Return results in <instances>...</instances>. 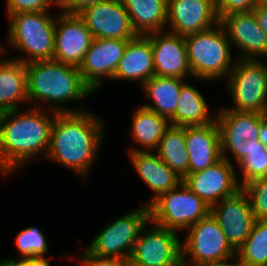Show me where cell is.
Segmentation results:
<instances>
[{
    "label": "cell",
    "instance_id": "cell-1",
    "mask_svg": "<svg viewBox=\"0 0 267 266\" xmlns=\"http://www.w3.org/2000/svg\"><path fill=\"white\" fill-rule=\"evenodd\" d=\"M28 108L0 114V174L3 177L23 169L31 159L47 157L51 127L58 112Z\"/></svg>",
    "mask_w": 267,
    "mask_h": 266
},
{
    "label": "cell",
    "instance_id": "cell-2",
    "mask_svg": "<svg viewBox=\"0 0 267 266\" xmlns=\"http://www.w3.org/2000/svg\"><path fill=\"white\" fill-rule=\"evenodd\" d=\"M85 110L57 113L51 127L46 159L88 178L105 137L103 118Z\"/></svg>",
    "mask_w": 267,
    "mask_h": 266
},
{
    "label": "cell",
    "instance_id": "cell-3",
    "mask_svg": "<svg viewBox=\"0 0 267 266\" xmlns=\"http://www.w3.org/2000/svg\"><path fill=\"white\" fill-rule=\"evenodd\" d=\"M26 70L28 106L32 103L30 107L58 113L88 110L80 105L75 108L66 105L79 103L94 93L82 80L79 67L43 60L27 63Z\"/></svg>",
    "mask_w": 267,
    "mask_h": 266
},
{
    "label": "cell",
    "instance_id": "cell-4",
    "mask_svg": "<svg viewBox=\"0 0 267 266\" xmlns=\"http://www.w3.org/2000/svg\"><path fill=\"white\" fill-rule=\"evenodd\" d=\"M192 78L201 81L225 80L236 58L222 25L184 36ZM234 59V60H233Z\"/></svg>",
    "mask_w": 267,
    "mask_h": 266
},
{
    "label": "cell",
    "instance_id": "cell-5",
    "mask_svg": "<svg viewBox=\"0 0 267 266\" xmlns=\"http://www.w3.org/2000/svg\"><path fill=\"white\" fill-rule=\"evenodd\" d=\"M9 19L8 44L22 52L12 59L25 64L52 60L55 44L56 14L49 11L24 12L7 16Z\"/></svg>",
    "mask_w": 267,
    "mask_h": 266
},
{
    "label": "cell",
    "instance_id": "cell-6",
    "mask_svg": "<svg viewBox=\"0 0 267 266\" xmlns=\"http://www.w3.org/2000/svg\"><path fill=\"white\" fill-rule=\"evenodd\" d=\"M262 60L236 58L224 86L233 103L219 109L267 114V64Z\"/></svg>",
    "mask_w": 267,
    "mask_h": 266
},
{
    "label": "cell",
    "instance_id": "cell-7",
    "mask_svg": "<svg viewBox=\"0 0 267 266\" xmlns=\"http://www.w3.org/2000/svg\"><path fill=\"white\" fill-rule=\"evenodd\" d=\"M149 207L151 222L177 232L187 230L211 212V208L183 182L161 194Z\"/></svg>",
    "mask_w": 267,
    "mask_h": 266
},
{
    "label": "cell",
    "instance_id": "cell-8",
    "mask_svg": "<svg viewBox=\"0 0 267 266\" xmlns=\"http://www.w3.org/2000/svg\"><path fill=\"white\" fill-rule=\"evenodd\" d=\"M187 231L182 241V261L185 265H205L236 259V250L211 213Z\"/></svg>",
    "mask_w": 267,
    "mask_h": 266
},
{
    "label": "cell",
    "instance_id": "cell-9",
    "mask_svg": "<svg viewBox=\"0 0 267 266\" xmlns=\"http://www.w3.org/2000/svg\"><path fill=\"white\" fill-rule=\"evenodd\" d=\"M148 221L150 207L143 204L104 226L85 249L100 257H131L141 229Z\"/></svg>",
    "mask_w": 267,
    "mask_h": 266
},
{
    "label": "cell",
    "instance_id": "cell-10",
    "mask_svg": "<svg viewBox=\"0 0 267 266\" xmlns=\"http://www.w3.org/2000/svg\"><path fill=\"white\" fill-rule=\"evenodd\" d=\"M178 234L180 233L175 230L163 228L151 220L148 221L141 229L133 248L131 254L133 264L140 266L185 265L182 261V242Z\"/></svg>",
    "mask_w": 267,
    "mask_h": 266
},
{
    "label": "cell",
    "instance_id": "cell-11",
    "mask_svg": "<svg viewBox=\"0 0 267 266\" xmlns=\"http://www.w3.org/2000/svg\"><path fill=\"white\" fill-rule=\"evenodd\" d=\"M235 168L222 158L204 170L188 173L182 182L211 208L241 189Z\"/></svg>",
    "mask_w": 267,
    "mask_h": 266
},
{
    "label": "cell",
    "instance_id": "cell-12",
    "mask_svg": "<svg viewBox=\"0 0 267 266\" xmlns=\"http://www.w3.org/2000/svg\"><path fill=\"white\" fill-rule=\"evenodd\" d=\"M77 14L93 38L131 40L137 36L121 0L100 1Z\"/></svg>",
    "mask_w": 267,
    "mask_h": 266
},
{
    "label": "cell",
    "instance_id": "cell-13",
    "mask_svg": "<svg viewBox=\"0 0 267 266\" xmlns=\"http://www.w3.org/2000/svg\"><path fill=\"white\" fill-rule=\"evenodd\" d=\"M129 40L93 38L79 71L84 83L98 92L104 79L112 80Z\"/></svg>",
    "mask_w": 267,
    "mask_h": 266
},
{
    "label": "cell",
    "instance_id": "cell-14",
    "mask_svg": "<svg viewBox=\"0 0 267 266\" xmlns=\"http://www.w3.org/2000/svg\"><path fill=\"white\" fill-rule=\"evenodd\" d=\"M93 37L78 14H56L54 61L79 67Z\"/></svg>",
    "mask_w": 267,
    "mask_h": 266
},
{
    "label": "cell",
    "instance_id": "cell-15",
    "mask_svg": "<svg viewBox=\"0 0 267 266\" xmlns=\"http://www.w3.org/2000/svg\"><path fill=\"white\" fill-rule=\"evenodd\" d=\"M210 213L236 251L245 242L256 221L248 196L242 188L236 194L213 205Z\"/></svg>",
    "mask_w": 267,
    "mask_h": 266
},
{
    "label": "cell",
    "instance_id": "cell-16",
    "mask_svg": "<svg viewBox=\"0 0 267 266\" xmlns=\"http://www.w3.org/2000/svg\"><path fill=\"white\" fill-rule=\"evenodd\" d=\"M219 23L231 46L238 50V59L267 58V36L257 24L253 11L230 13Z\"/></svg>",
    "mask_w": 267,
    "mask_h": 266
},
{
    "label": "cell",
    "instance_id": "cell-17",
    "mask_svg": "<svg viewBox=\"0 0 267 266\" xmlns=\"http://www.w3.org/2000/svg\"><path fill=\"white\" fill-rule=\"evenodd\" d=\"M218 23L213 0H168V32L186 36L208 30Z\"/></svg>",
    "mask_w": 267,
    "mask_h": 266
},
{
    "label": "cell",
    "instance_id": "cell-18",
    "mask_svg": "<svg viewBox=\"0 0 267 266\" xmlns=\"http://www.w3.org/2000/svg\"><path fill=\"white\" fill-rule=\"evenodd\" d=\"M153 51L155 75L162 77H192L184 36L168 31L146 35Z\"/></svg>",
    "mask_w": 267,
    "mask_h": 266
},
{
    "label": "cell",
    "instance_id": "cell-19",
    "mask_svg": "<svg viewBox=\"0 0 267 266\" xmlns=\"http://www.w3.org/2000/svg\"><path fill=\"white\" fill-rule=\"evenodd\" d=\"M128 155L136 173L153 193L151 199L145 202L148 206L161 194L175 189L183 181L155 151H129Z\"/></svg>",
    "mask_w": 267,
    "mask_h": 266
},
{
    "label": "cell",
    "instance_id": "cell-20",
    "mask_svg": "<svg viewBox=\"0 0 267 266\" xmlns=\"http://www.w3.org/2000/svg\"><path fill=\"white\" fill-rule=\"evenodd\" d=\"M189 173L204 170L222 159L220 131L216 120L208 125L185 126Z\"/></svg>",
    "mask_w": 267,
    "mask_h": 266
},
{
    "label": "cell",
    "instance_id": "cell-21",
    "mask_svg": "<svg viewBox=\"0 0 267 266\" xmlns=\"http://www.w3.org/2000/svg\"><path fill=\"white\" fill-rule=\"evenodd\" d=\"M155 76L153 51L147 36L137 35L129 40L112 80L143 84Z\"/></svg>",
    "mask_w": 267,
    "mask_h": 266
},
{
    "label": "cell",
    "instance_id": "cell-22",
    "mask_svg": "<svg viewBox=\"0 0 267 266\" xmlns=\"http://www.w3.org/2000/svg\"><path fill=\"white\" fill-rule=\"evenodd\" d=\"M222 158L230 163L233 156L236 168L241 173V188L259 178L267 176V149L258 139L245 140L240 145H221ZM230 153V154H228Z\"/></svg>",
    "mask_w": 267,
    "mask_h": 266
},
{
    "label": "cell",
    "instance_id": "cell-23",
    "mask_svg": "<svg viewBox=\"0 0 267 266\" xmlns=\"http://www.w3.org/2000/svg\"><path fill=\"white\" fill-rule=\"evenodd\" d=\"M216 122L220 131L221 145H240L245 140L258 139L262 114L219 109Z\"/></svg>",
    "mask_w": 267,
    "mask_h": 266
},
{
    "label": "cell",
    "instance_id": "cell-24",
    "mask_svg": "<svg viewBox=\"0 0 267 266\" xmlns=\"http://www.w3.org/2000/svg\"><path fill=\"white\" fill-rule=\"evenodd\" d=\"M3 56L0 55V112L28 104L26 64L12 58L1 59Z\"/></svg>",
    "mask_w": 267,
    "mask_h": 266
},
{
    "label": "cell",
    "instance_id": "cell-25",
    "mask_svg": "<svg viewBox=\"0 0 267 266\" xmlns=\"http://www.w3.org/2000/svg\"><path fill=\"white\" fill-rule=\"evenodd\" d=\"M137 35L166 31L168 0H121Z\"/></svg>",
    "mask_w": 267,
    "mask_h": 266
},
{
    "label": "cell",
    "instance_id": "cell-26",
    "mask_svg": "<svg viewBox=\"0 0 267 266\" xmlns=\"http://www.w3.org/2000/svg\"><path fill=\"white\" fill-rule=\"evenodd\" d=\"M185 79L176 77L153 76L147 80L143 88L147 102L142 106L156 112L168 120L175 114L180 97L182 85Z\"/></svg>",
    "mask_w": 267,
    "mask_h": 266
},
{
    "label": "cell",
    "instance_id": "cell-27",
    "mask_svg": "<svg viewBox=\"0 0 267 266\" xmlns=\"http://www.w3.org/2000/svg\"><path fill=\"white\" fill-rule=\"evenodd\" d=\"M206 98L193 85L185 82L180 90V97L175 114L169 119L172 126H202L213 123L216 113L210 114ZM213 116V117H212Z\"/></svg>",
    "mask_w": 267,
    "mask_h": 266
},
{
    "label": "cell",
    "instance_id": "cell-28",
    "mask_svg": "<svg viewBox=\"0 0 267 266\" xmlns=\"http://www.w3.org/2000/svg\"><path fill=\"white\" fill-rule=\"evenodd\" d=\"M132 116L131 137L136 145L143 148L132 146L129 151H155L170 126L169 120L142 105L134 110Z\"/></svg>",
    "mask_w": 267,
    "mask_h": 266
},
{
    "label": "cell",
    "instance_id": "cell-29",
    "mask_svg": "<svg viewBox=\"0 0 267 266\" xmlns=\"http://www.w3.org/2000/svg\"><path fill=\"white\" fill-rule=\"evenodd\" d=\"M155 152L181 178H184L189 173L185 127L170 125L165 130Z\"/></svg>",
    "mask_w": 267,
    "mask_h": 266
},
{
    "label": "cell",
    "instance_id": "cell-30",
    "mask_svg": "<svg viewBox=\"0 0 267 266\" xmlns=\"http://www.w3.org/2000/svg\"><path fill=\"white\" fill-rule=\"evenodd\" d=\"M238 266H267V220H256L245 242L236 251Z\"/></svg>",
    "mask_w": 267,
    "mask_h": 266
},
{
    "label": "cell",
    "instance_id": "cell-31",
    "mask_svg": "<svg viewBox=\"0 0 267 266\" xmlns=\"http://www.w3.org/2000/svg\"><path fill=\"white\" fill-rule=\"evenodd\" d=\"M15 246L19 255V259L26 257L38 256L46 257L49 251L48 243L42 230L38 227H27L14 237Z\"/></svg>",
    "mask_w": 267,
    "mask_h": 266
},
{
    "label": "cell",
    "instance_id": "cell-32",
    "mask_svg": "<svg viewBox=\"0 0 267 266\" xmlns=\"http://www.w3.org/2000/svg\"><path fill=\"white\" fill-rule=\"evenodd\" d=\"M250 201L255 220H267V176L242 187Z\"/></svg>",
    "mask_w": 267,
    "mask_h": 266
},
{
    "label": "cell",
    "instance_id": "cell-33",
    "mask_svg": "<svg viewBox=\"0 0 267 266\" xmlns=\"http://www.w3.org/2000/svg\"><path fill=\"white\" fill-rule=\"evenodd\" d=\"M6 14L24 12H43L50 11L52 6L58 7V0H6Z\"/></svg>",
    "mask_w": 267,
    "mask_h": 266
},
{
    "label": "cell",
    "instance_id": "cell-34",
    "mask_svg": "<svg viewBox=\"0 0 267 266\" xmlns=\"http://www.w3.org/2000/svg\"><path fill=\"white\" fill-rule=\"evenodd\" d=\"M79 263L83 266H134L131 257H100L90 254L86 249H82Z\"/></svg>",
    "mask_w": 267,
    "mask_h": 266
},
{
    "label": "cell",
    "instance_id": "cell-35",
    "mask_svg": "<svg viewBox=\"0 0 267 266\" xmlns=\"http://www.w3.org/2000/svg\"><path fill=\"white\" fill-rule=\"evenodd\" d=\"M257 6L256 0H216L215 7L219 20L230 13L252 11Z\"/></svg>",
    "mask_w": 267,
    "mask_h": 266
},
{
    "label": "cell",
    "instance_id": "cell-36",
    "mask_svg": "<svg viewBox=\"0 0 267 266\" xmlns=\"http://www.w3.org/2000/svg\"><path fill=\"white\" fill-rule=\"evenodd\" d=\"M100 1L106 0H58V8L65 13L77 14L85 7Z\"/></svg>",
    "mask_w": 267,
    "mask_h": 266
},
{
    "label": "cell",
    "instance_id": "cell-37",
    "mask_svg": "<svg viewBox=\"0 0 267 266\" xmlns=\"http://www.w3.org/2000/svg\"><path fill=\"white\" fill-rule=\"evenodd\" d=\"M252 11L257 21V24L267 36V6L257 5Z\"/></svg>",
    "mask_w": 267,
    "mask_h": 266
},
{
    "label": "cell",
    "instance_id": "cell-38",
    "mask_svg": "<svg viewBox=\"0 0 267 266\" xmlns=\"http://www.w3.org/2000/svg\"><path fill=\"white\" fill-rule=\"evenodd\" d=\"M49 258L45 257H38V256H32V257H26L22 260L28 265V266H51L50 261H48Z\"/></svg>",
    "mask_w": 267,
    "mask_h": 266
},
{
    "label": "cell",
    "instance_id": "cell-39",
    "mask_svg": "<svg viewBox=\"0 0 267 266\" xmlns=\"http://www.w3.org/2000/svg\"><path fill=\"white\" fill-rule=\"evenodd\" d=\"M258 140L262 144H265V147L267 149V114H262V125Z\"/></svg>",
    "mask_w": 267,
    "mask_h": 266
},
{
    "label": "cell",
    "instance_id": "cell-40",
    "mask_svg": "<svg viewBox=\"0 0 267 266\" xmlns=\"http://www.w3.org/2000/svg\"><path fill=\"white\" fill-rule=\"evenodd\" d=\"M9 266H28L22 259H16L12 257H8L7 259H3Z\"/></svg>",
    "mask_w": 267,
    "mask_h": 266
},
{
    "label": "cell",
    "instance_id": "cell-41",
    "mask_svg": "<svg viewBox=\"0 0 267 266\" xmlns=\"http://www.w3.org/2000/svg\"><path fill=\"white\" fill-rule=\"evenodd\" d=\"M185 266H238L236 259L228 260L221 263L205 264V265H185Z\"/></svg>",
    "mask_w": 267,
    "mask_h": 266
},
{
    "label": "cell",
    "instance_id": "cell-42",
    "mask_svg": "<svg viewBox=\"0 0 267 266\" xmlns=\"http://www.w3.org/2000/svg\"><path fill=\"white\" fill-rule=\"evenodd\" d=\"M257 5H266L267 6V0H256Z\"/></svg>",
    "mask_w": 267,
    "mask_h": 266
},
{
    "label": "cell",
    "instance_id": "cell-43",
    "mask_svg": "<svg viewBox=\"0 0 267 266\" xmlns=\"http://www.w3.org/2000/svg\"><path fill=\"white\" fill-rule=\"evenodd\" d=\"M0 266H9V265L3 259H1Z\"/></svg>",
    "mask_w": 267,
    "mask_h": 266
},
{
    "label": "cell",
    "instance_id": "cell-44",
    "mask_svg": "<svg viewBox=\"0 0 267 266\" xmlns=\"http://www.w3.org/2000/svg\"><path fill=\"white\" fill-rule=\"evenodd\" d=\"M5 51H6L5 48L2 47V46L0 45V55H1V54H5V53H4Z\"/></svg>",
    "mask_w": 267,
    "mask_h": 266
},
{
    "label": "cell",
    "instance_id": "cell-45",
    "mask_svg": "<svg viewBox=\"0 0 267 266\" xmlns=\"http://www.w3.org/2000/svg\"><path fill=\"white\" fill-rule=\"evenodd\" d=\"M134 266H140V265H134ZM169 266H185V265H169Z\"/></svg>",
    "mask_w": 267,
    "mask_h": 266
}]
</instances>
